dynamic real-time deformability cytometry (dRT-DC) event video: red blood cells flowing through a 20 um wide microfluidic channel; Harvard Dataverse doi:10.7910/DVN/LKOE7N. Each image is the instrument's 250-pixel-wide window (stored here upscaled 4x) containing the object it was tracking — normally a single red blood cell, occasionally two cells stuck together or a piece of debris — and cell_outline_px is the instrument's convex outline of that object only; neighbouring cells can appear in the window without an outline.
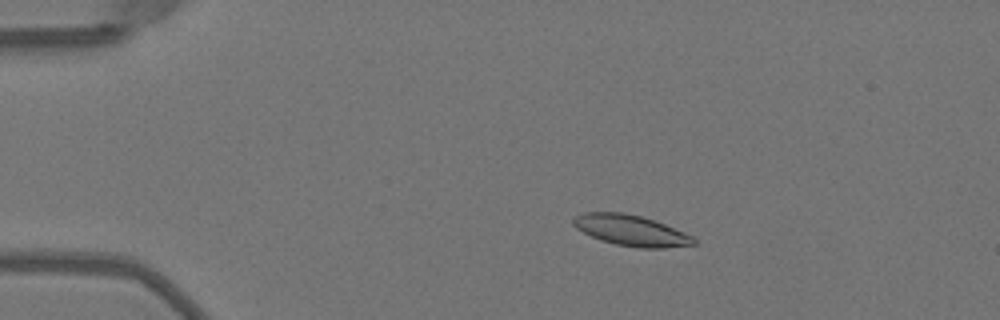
{"species": "Egyptian fruit bat (a non-hibernating species)", "species_latin": "Rousettus aegyptiacus", "temperature_condition": "warm", "stored_images_in_passage": 52, "camera_frame_rate_fps": 3000, "um_per_image_px": 0.085, "animal": {"sex": "female"}, "frame": {"image": 1, "passage_image": 11, "time_ms": 3.333, "image_size_px": [1000, 320], "cell_outline_px": [[696, 244], [664, 248], [640, 248], [616, 244], [600, 240], [576, 228], [572, 224], [572, 220], [576, 216], [584, 212], [624, 212], [640, 216], [664, 224], [684, 232], [692, 236], [696, 240]], "centroid_in_image_um": [53.62, 19.58], "position_along_channel_um": 31.4, "area_um2": 21.44}}
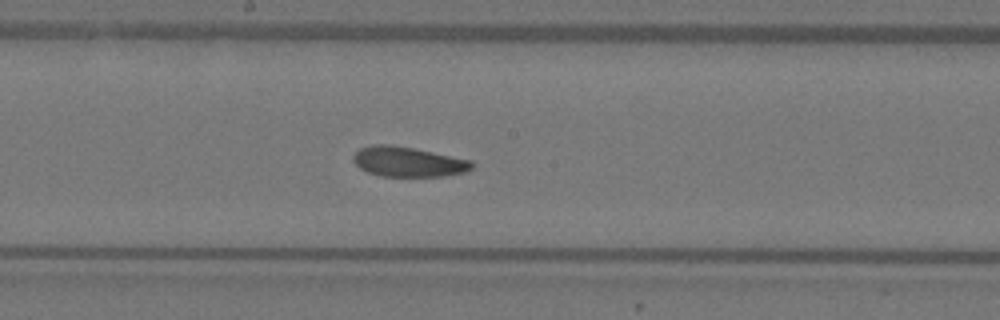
{"frame": {"image": 2, "passage_image": 29, "time_ms": 9.333, "image_size_px": [1000, 320], "cell_outline_px": [[476, 164], [468, 172], [444, 176], [380, 176], [368, 172], [360, 168], [352, 160], [352, 156], [360, 148], [372, 144], [392, 144], [472, 160]], "centroid_in_image_um": [34.71, 13.75], "position_along_channel_um": 213.5, "area_um2": 20.87}}
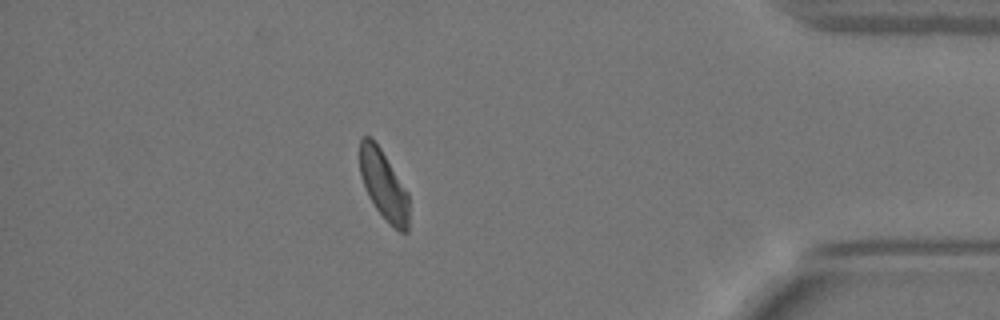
{"frame": {"image": 3, "passage_image": 46, "time_ms": 15.0, "image_size_px": [1000, 320], "cell_outline_px": [[408, 232], [400, 232], [376, 208], [360, 176], [360, 140], [364, 136], [372, 136], [380, 148], [408, 192]], "centroid_in_image_um": [32.61, 15.67], "position_along_channel_um": 402.6, "area_um2": 19.31}, "authors_computed_cell_mechanics": {"area_um2": 21.2126, "velocity_mm_per_s": 4.0154, "shape_relaxation_time_tau1_ms": 4.8035, "shape_relaxation_time_tau2_ms": 2.6603, "deformation_change_tau1": 0.1236, "deformation_change_tau2": 0.0888}}